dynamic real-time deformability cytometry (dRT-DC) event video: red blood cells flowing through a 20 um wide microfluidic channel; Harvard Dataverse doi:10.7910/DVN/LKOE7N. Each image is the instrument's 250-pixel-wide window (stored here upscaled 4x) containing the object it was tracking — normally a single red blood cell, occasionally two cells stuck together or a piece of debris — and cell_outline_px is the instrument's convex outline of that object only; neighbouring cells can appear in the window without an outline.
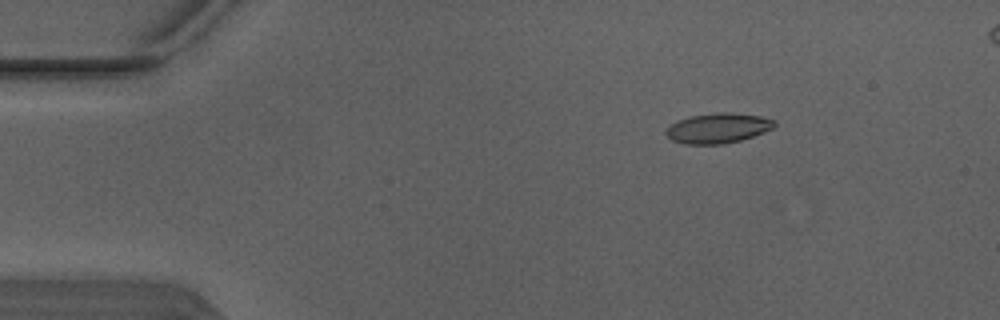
{"species": "Egyptian fruit bat (a non-hibernating species)", "species_latin": "Rousettus aegyptiacus", "temperature_condition": "warm", "stored_images_in_passage": 4, "camera_frame_rate_fps": 3000, "um_per_image_px": 0.085, "animal": {"sex": "male"}, "frame": {"image": 1, "passage_image": 2, "time_ms": 0.333, "image_size_px": [1000, 320], "cell_outline_px": [[776, 124], [772, 128], [764, 132], [740, 140], [724, 144], [684, 144], [672, 140], [664, 132], [664, 128], [676, 120], [688, 116], [720, 112], [728, 112], [760, 116], [776, 120]], "centroid_in_image_um": [60.98, 10.88], "position_along_channel_um": 24.0, "area_um2": 19.13}}